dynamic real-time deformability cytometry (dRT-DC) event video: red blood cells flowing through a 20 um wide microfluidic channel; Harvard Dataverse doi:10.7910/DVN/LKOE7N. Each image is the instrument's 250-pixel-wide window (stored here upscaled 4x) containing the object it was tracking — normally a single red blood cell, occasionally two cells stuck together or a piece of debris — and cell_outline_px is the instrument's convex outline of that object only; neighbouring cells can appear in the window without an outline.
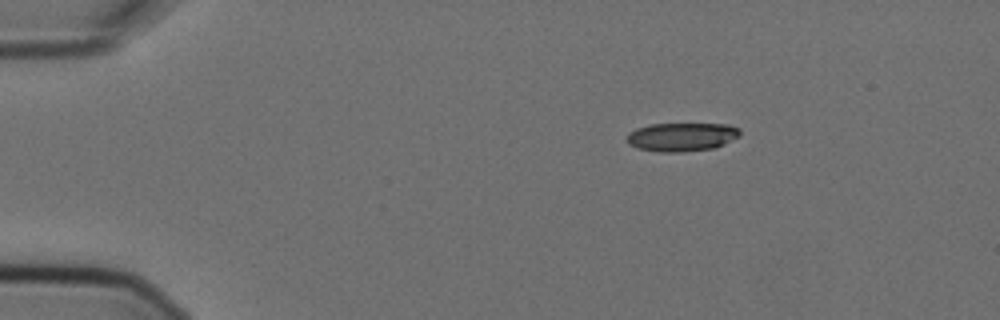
{"species": "Egyptian fruit bat (a non-hibernating species)", "species_latin": "Rousettus aegyptiacus", "temperature_condition": "cold", "stored_images_in_passage": 3, "camera_frame_rate_fps": 3000, "um_per_image_px": 0.085, "animal": {"sex": "female"}, "frame": {"image": 1, "passage_image": 1, "time_ms": 0.0, "image_size_px": [1000, 320], "cell_outline_px": [[740, 136], [712, 148], [680, 152], [660, 152], [636, 148], [628, 144], [624, 140], [628, 132], [636, 128], [652, 124], [728, 124], [740, 128]], "centroid_in_image_um": [57.88, 11.63], "position_along_channel_um": 27.1, "area_um2": 18.9}}